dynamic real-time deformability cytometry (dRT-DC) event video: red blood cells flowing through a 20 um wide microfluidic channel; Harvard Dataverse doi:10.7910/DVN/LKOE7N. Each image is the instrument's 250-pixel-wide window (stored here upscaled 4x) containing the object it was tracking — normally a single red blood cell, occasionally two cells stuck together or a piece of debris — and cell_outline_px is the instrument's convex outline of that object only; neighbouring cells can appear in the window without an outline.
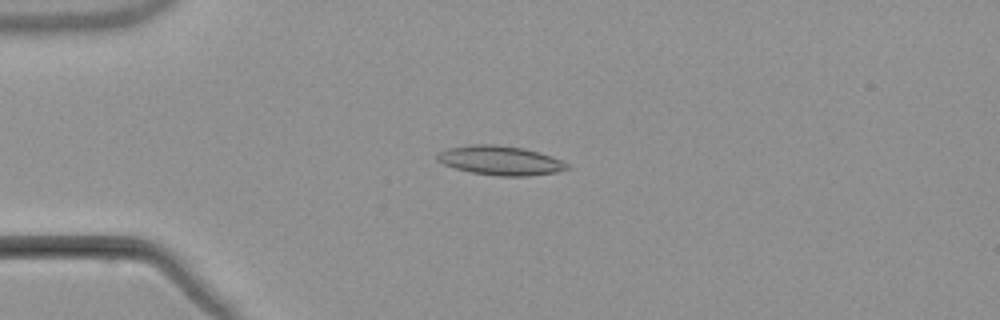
{"species": "common noctule bat (a hibernating species)", "species_latin": "Nyctalus noctula", "temperature_condition": "warm", "stored_images_in_passage": 4, "camera_frame_rate_fps": 3000, "um_per_image_px": 0.085, "animal": {"sex": "male", "body_mass_g": 21.5, "forearm_length_mm": 52.0}, "frame": {"image": 1, "passage_image": 3, "time_ms": 2.333, "image_size_px": [1000, 320], "cell_outline_px": [[572, 168], [556, 172], [528, 176], [500, 176], [472, 172], [456, 168], [444, 164], [436, 160], [436, 156], [440, 152], [448, 148], [468, 144], [496, 144], [524, 148], [540, 152], [560, 160], [568, 164]], "centroid_in_image_um": [42.54, 13.63], "position_along_channel_um": 42.5, "area_um2": 22.14}}